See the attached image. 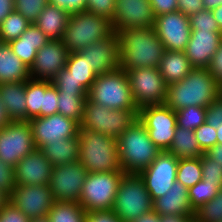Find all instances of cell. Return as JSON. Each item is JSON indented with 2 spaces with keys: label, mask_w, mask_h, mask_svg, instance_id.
<instances>
[{
  "label": "cell",
  "mask_w": 222,
  "mask_h": 222,
  "mask_svg": "<svg viewBox=\"0 0 222 222\" xmlns=\"http://www.w3.org/2000/svg\"><path fill=\"white\" fill-rule=\"evenodd\" d=\"M117 33L121 69L159 67L166 49L153 27L127 28Z\"/></svg>",
  "instance_id": "1"
},
{
  "label": "cell",
  "mask_w": 222,
  "mask_h": 222,
  "mask_svg": "<svg viewBox=\"0 0 222 222\" xmlns=\"http://www.w3.org/2000/svg\"><path fill=\"white\" fill-rule=\"evenodd\" d=\"M220 95V85L208 68H193L179 82L168 85L165 104L175 112L188 107H208Z\"/></svg>",
  "instance_id": "2"
},
{
  "label": "cell",
  "mask_w": 222,
  "mask_h": 222,
  "mask_svg": "<svg viewBox=\"0 0 222 222\" xmlns=\"http://www.w3.org/2000/svg\"><path fill=\"white\" fill-rule=\"evenodd\" d=\"M116 140L118 157L124 173L138 174L161 152L149 138L148 131L139 118Z\"/></svg>",
  "instance_id": "3"
},
{
  "label": "cell",
  "mask_w": 222,
  "mask_h": 222,
  "mask_svg": "<svg viewBox=\"0 0 222 222\" xmlns=\"http://www.w3.org/2000/svg\"><path fill=\"white\" fill-rule=\"evenodd\" d=\"M79 162L87 172L122 171L117 140L88 129L78 130Z\"/></svg>",
  "instance_id": "4"
},
{
  "label": "cell",
  "mask_w": 222,
  "mask_h": 222,
  "mask_svg": "<svg viewBox=\"0 0 222 222\" xmlns=\"http://www.w3.org/2000/svg\"><path fill=\"white\" fill-rule=\"evenodd\" d=\"M113 32L112 21L108 18L87 11L70 13L62 42L69 53L80 52Z\"/></svg>",
  "instance_id": "5"
},
{
  "label": "cell",
  "mask_w": 222,
  "mask_h": 222,
  "mask_svg": "<svg viewBox=\"0 0 222 222\" xmlns=\"http://www.w3.org/2000/svg\"><path fill=\"white\" fill-rule=\"evenodd\" d=\"M87 98L110 109L139 111L132 97L127 73L121 68L97 75Z\"/></svg>",
  "instance_id": "6"
},
{
  "label": "cell",
  "mask_w": 222,
  "mask_h": 222,
  "mask_svg": "<svg viewBox=\"0 0 222 222\" xmlns=\"http://www.w3.org/2000/svg\"><path fill=\"white\" fill-rule=\"evenodd\" d=\"M153 210V200L139 174L125 173L112 211L122 222H132Z\"/></svg>",
  "instance_id": "7"
},
{
  "label": "cell",
  "mask_w": 222,
  "mask_h": 222,
  "mask_svg": "<svg viewBox=\"0 0 222 222\" xmlns=\"http://www.w3.org/2000/svg\"><path fill=\"white\" fill-rule=\"evenodd\" d=\"M124 174V171L88 173L78 202L85 212L112 210Z\"/></svg>",
  "instance_id": "8"
},
{
  "label": "cell",
  "mask_w": 222,
  "mask_h": 222,
  "mask_svg": "<svg viewBox=\"0 0 222 222\" xmlns=\"http://www.w3.org/2000/svg\"><path fill=\"white\" fill-rule=\"evenodd\" d=\"M138 113L139 111L110 109L87 98L80 129L92 130L117 139L136 121Z\"/></svg>",
  "instance_id": "9"
},
{
  "label": "cell",
  "mask_w": 222,
  "mask_h": 222,
  "mask_svg": "<svg viewBox=\"0 0 222 222\" xmlns=\"http://www.w3.org/2000/svg\"><path fill=\"white\" fill-rule=\"evenodd\" d=\"M126 73L138 110L146 106L165 104L168 85L158 68L144 67L127 70Z\"/></svg>",
  "instance_id": "10"
},
{
  "label": "cell",
  "mask_w": 222,
  "mask_h": 222,
  "mask_svg": "<svg viewBox=\"0 0 222 222\" xmlns=\"http://www.w3.org/2000/svg\"><path fill=\"white\" fill-rule=\"evenodd\" d=\"M35 149L29 121H12L0 130V159L13 168Z\"/></svg>",
  "instance_id": "11"
},
{
  "label": "cell",
  "mask_w": 222,
  "mask_h": 222,
  "mask_svg": "<svg viewBox=\"0 0 222 222\" xmlns=\"http://www.w3.org/2000/svg\"><path fill=\"white\" fill-rule=\"evenodd\" d=\"M87 174L79 161L54 166L48 184L54 201L78 203Z\"/></svg>",
  "instance_id": "12"
},
{
  "label": "cell",
  "mask_w": 222,
  "mask_h": 222,
  "mask_svg": "<svg viewBox=\"0 0 222 222\" xmlns=\"http://www.w3.org/2000/svg\"><path fill=\"white\" fill-rule=\"evenodd\" d=\"M138 118L145 125L152 142L161 151H167L177 126L176 112L166 104L146 106L139 110Z\"/></svg>",
  "instance_id": "13"
},
{
  "label": "cell",
  "mask_w": 222,
  "mask_h": 222,
  "mask_svg": "<svg viewBox=\"0 0 222 222\" xmlns=\"http://www.w3.org/2000/svg\"><path fill=\"white\" fill-rule=\"evenodd\" d=\"M178 161L175 155L161 151L147 168L138 173L152 200L164 196L173 186Z\"/></svg>",
  "instance_id": "14"
},
{
  "label": "cell",
  "mask_w": 222,
  "mask_h": 222,
  "mask_svg": "<svg viewBox=\"0 0 222 222\" xmlns=\"http://www.w3.org/2000/svg\"><path fill=\"white\" fill-rule=\"evenodd\" d=\"M9 202L29 219H34L47 216L55 201L46 184L15 185L9 195Z\"/></svg>",
  "instance_id": "15"
},
{
  "label": "cell",
  "mask_w": 222,
  "mask_h": 222,
  "mask_svg": "<svg viewBox=\"0 0 222 222\" xmlns=\"http://www.w3.org/2000/svg\"><path fill=\"white\" fill-rule=\"evenodd\" d=\"M36 149H41L48 142L71 138L78 135L80 125L73 119L60 113L29 120Z\"/></svg>",
  "instance_id": "16"
},
{
  "label": "cell",
  "mask_w": 222,
  "mask_h": 222,
  "mask_svg": "<svg viewBox=\"0 0 222 222\" xmlns=\"http://www.w3.org/2000/svg\"><path fill=\"white\" fill-rule=\"evenodd\" d=\"M153 28L166 50L184 51L190 40L189 17L179 11L156 16Z\"/></svg>",
  "instance_id": "17"
},
{
  "label": "cell",
  "mask_w": 222,
  "mask_h": 222,
  "mask_svg": "<svg viewBox=\"0 0 222 222\" xmlns=\"http://www.w3.org/2000/svg\"><path fill=\"white\" fill-rule=\"evenodd\" d=\"M68 54L62 40H49L37 51L29 68L30 79L52 81L65 68Z\"/></svg>",
  "instance_id": "18"
},
{
  "label": "cell",
  "mask_w": 222,
  "mask_h": 222,
  "mask_svg": "<svg viewBox=\"0 0 222 222\" xmlns=\"http://www.w3.org/2000/svg\"><path fill=\"white\" fill-rule=\"evenodd\" d=\"M80 53L86 57L87 63L97 75L120 68L119 37L113 32L106 38L95 41L82 49Z\"/></svg>",
  "instance_id": "19"
},
{
  "label": "cell",
  "mask_w": 222,
  "mask_h": 222,
  "mask_svg": "<svg viewBox=\"0 0 222 222\" xmlns=\"http://www.w3.org/2000/svg\"><path fill=\"white\" fill-rule=\"evenodd\" d=\"M155 16L149 0H116L112 27L115 32L127 28L153 27Z\"/></svg>",
  "instance_id": "20"
},
{
  "label": "cell",
  "mask_w": 222,
  "mask_h": 222,
  "mask_svg": "<svg viewBox=\"0 0 222 222\" xmlns=\"http://www.w3.org/2000/svg\"><path fill=\"white\" fill-rule=\"evenodd\" d=\"M221 42V32L191 30L184 53L193 68H208Z\"/></svg>",
  "instance_id": "21"
},
{
  "label": "cell",
  "mask_w": 222,
  "mask_h": 222,
  "mask_svg": "<svg viewBox=\"0 0 222 222\" xmlns=\"http://www.w3.org/2000/svg\"><path fill=\"white\" fill-rule=\"evenodd\" d=\"M52 164L40 149L22 158L14 167L16 185H46L52 173Z\"/></svg>",
  "instance_id": "22"
},
{
  "label": "cell",
  "mask_w": 222,
  "mask_h": 222,
  "mask_svg": "<svg viewBox=\"0 0 222 222\" xmlns=\"http://www.w3.org/2000/svg\"><path fill=\"white\" fill-rule=\"evenodd\" d=\"M153 211L159 216L195 214L190 206L188 188L178 181L164 196L153 200Z\"/></svg>",
  "instance_id": "23"
},
{
  "label": "cell",
  "mask_w": 222,
  "mask_h": 222,
  "mask_svg": "<svg viewBox=\"0 0 222 222\" xmlns=\"http://www.w3.org/2000/svg\"><path fill=\"white\" fill-rule=\"evenodd\" d=\"M49 39L34 24L31 23L26 31L18 38L8 44L20 60L28 67L33 64L37 51L41 49Z\"/></svg>",
  "instance_id": "24"
},
{
  "label": "cell",
  "mask_w": 222,
  "mask_h": 222,
  "mask_svg": "<svg viewBox=\"0 0 222 222\" xmlns=\"http://www.w3.org/2000/svg\"><path fill=\"white\" fill-rule=\"evenodd\" d=\"M70 13L48 3L34 23L49 40H62Z\"/></svg>",
  "instance_id": "25"
},
{
  "label": "cell",
  "mask_w": 222,
  "mask_h": 222,
  "mask_svg": "<svg viewBox=\"0 0 222 222\" xmlns=\"http://www.w3.org/2000/svg\"><path fill=\"white\" fill-rule=\"evenodd\" d=\"M30 79L29 68L14 54L8 43L0 44V84Z\"/></svg>",
  "instance_id": "26"
},
{
  "label": "cell",
  "mask_w": 222,
  "mask_h": 222,
  "mask_svg": "<svg viewBox=\"0 0 222 222\" xmlns=\"http://www.w3.org/2000/svg\"><path fill=\"white\" fill-rule=\"evenodd\" d=\"M167 85L184 79L193 69L184 51L166 50L158 67Z\"/></svg>",
  "instance_id": "27"
},
{
  "label": "cell",
  "mask_w": 222,
  "mask_h": 222,
  "mask_svg": "<svg viewBox=\"0 0 222 222\" xmlns=\"http://www.w3.org/2000/svg\"><path fill=\"white\" fill-rule=\"evenodd\" d=\"M0 98L13 121L26 120L25 81L0 84Z\"/></svg>",
  "instance_id": "28"
},
{
  "label": "cell",
  "mask_w": 222,
  "mask_h": 222,
  "mask_svg": "<svg viewBox=\"0 0 222 222\" xmlns=\"http://www.w3.org/2000/svg\"><path fill=\"white\" fill-rule=\"evenodd\" d=\"M52 166L73 163L79 160V137L59 139L48 142L41 149Z\"/></svg>",
  "instance_id": "29"
},
{
  "label": "cell",
  "mask_w": 222,
  "mask_h": 222,
  "mask_svg": "<svg viewBox=\"0 0 222 222\" xmlns=\"http://www.w3.org/2000/svg\"><path fill=\"white\" fill-rule=\"evenodd\" d=\"M167 152L178 159H194L204 153L199 146L194 130L176 126L173 141Z\"/></svg>",
  "instance_id": "30"
},
{
  "label": "cell",
  "mask_w": 222,
  "mask_h": 222,
  "mask_svg": "<svg viewBox=\"0 0 222 222\" xmlns=\"http://www.w3.org/2000/svg\"><path fill=\"white\" fill-rule=\"evenodd\" d=\"M52 81L32 80L25 81L26 120L40 117V108H43L44 92Z\"/></svg>",
  "instance_id": "31"
},
{
  "label": "cell",
  "mask_w": 222,
  "mask_h": 222,
  "mask_svg": "<svg viewBox=\"0 0 222 222\" xmlns=\"http://www.w3.org/2000/svg\"><path fill=\"white\" fill-rule=\"evenodd\" d=\"M65 67L87 91L90 90L97 74L87 63L86 57H84L80 52H70L68 54Z\"/></svg>",
  "instance_id": "32"
},
{
  "label": "cell",
  "mask_w": 222,
  "mask_h": 222,
  "mask_svg": "<svg viewBox=\"0 0 222 222\" xmlns=\"http://www.w3.org/2000/svg\"><path fill=\"white\" fill-rule=\"evenodd\" d=\"M87 97L88 94L58 92V113L75 120L80 125Z\"/></svg>",
  "instance_id": "33"
},
{
  "label": "cell",
  "mask_w": 222,
  "mask_h": 222,
  "mask_svg": "<svg viewBox=\"0 0 222 222\" xmlns=\"http://www.w3.org/2000/svg\"><path fill=\"white\" fill-rule=\"evenodd\" d=\"M86 214L79 203L55 201L47 218L49 222H86Z\"/></svg>",
  "instance_id": "34"
},
{
  "label": "cell",
  "mask_w": 222,
  "mask_h": 222,
  "mask_svg": "<svg viewBox=\"0 0 222 222\" xmlns=\"http://www.w3.org/2000/svg\"><path fill=\"white\" fill-rule=\"evenodd\" d=\"M31 23L18 11L13 10L0 24V39L2 43H9L18 39Z\"/></svg>",
  "instance_id": "35"
},
{
  "label": "cell",
  "mask_w": 222,
  "mask_h": 222,
  "mask_svg": "<svg viewBox=\"0 0 222 222\" xmlns=\"http://www.w3.org/2000/svg\"><path fill=\"white\" fill-rule=\"evenodd\" d=\"M201 180V157L194 159H179L176 181L182 183L186 188L189 189Z\"/></svg>",
  "instance_id": "36"
},
{
  "label": "cell",
  "mask_w": 222,
  "mask_h": 222,
  "mask_svg": "<svg viewBox=\"0 0 222 222\" xmlns=\"http://www.w3.org/2000/svg\"><path fill=\"white\" fill-rule=\"evenodd\" d=\"M221 188L222 184H210L203 179L190 187L188 193L192 210L195 212L202 205L212 200Z\"/></svg>",
  "instance_id": "37"
},
{
  "label": "cell",
  "mask_w": 222,
  "mask_h": 222,
  "mask_svg": "<svg viewBox=\"0 0 222 222\" xmlns=\"http://www.w3.org/2000/svg\"><path fill=\"white\" fill-rule=\"evenodd\" d=\"M206 107L188 106L176 111L177 126L195 130L205 123Z\"/></svg>",
  "instance_id": "38"
},
{
  "label": "cell",
  "mask_w": 222,
  "mask_h": 222,
  "mask_svg": "<svg viewBox=\"0 0 222 222\" xmlns=\"http://www.w3.org/2000/svg\"><path fill=\"white\" fill-rule=\"evenodd\" d=\"M194 217L199 222H222V188L212 200L195 211Z\"/></svg>",
  "instance_id": "39"
},
{
  "label": "cell",
  "mask_w": 222,
  "mask_h": 222,
  "mask_svg": "<svg viewBox=\"0 0 222 222\" xmlns=\"http://www.w3.org/2000/svg\"><path fill=\"white\" fill-rule=\"evenodd\" d=\"M58 92L69 94H88V91L78 82L65 67L52 80Z\"/></svg>",
  "instance_id": "40"
},
{
  "label": "cell",
  "mask_w": 222,
  "mask_h": 222,
  "mask_svg": "<svg viewBox=\"0 0 222 222\" xmlns=\"http://www.w3.org/2000/svg\"><path fill=\"white\" fill-rule=\"evenodd\" d=\"M15 10L22 14L30 23H35L49 0H14Z\"/></svg>",
  "instance_id": "41"
},
{
  "label": "cell",
  "mask_w": 222,
  "mask_h": 222,
  "mask_svg": "<svg viewBox=\"0 0 222 222\" xmlns=\"http://www.w3.org/2000/svg\"><path fill=\"white\" fill-rule=\"evenodd\" d=\"M191 30L221 32L212 10H202L189 17Z\"/></svg>",
  "instance_id": "42"
},
{
  "label": "cell",
  "mask_w": 222,
  "mask_h": 222,
  "mask_svg": "<svg viewBox=\"0 0 222 222\" xmlns=\"http://www.w3.org/2000/svg\"><path fill=\"white\" fill-rule=\"evenodd\" d=\"M202 179L210 184H222V166L211 160L205 153L201 155Z\"/></svg>",
  "instance_id": "43"
},
{
  "label": "cell",
  "mask_w": 222,
  "mask_h": 222,
  "mask_svg": "<svg viewBox=\"0 0 222 222\" xmlns=\"http://www.w3.org/2000/svg\"><path fill=\"white\" fill-rule=\"evenodd\" d=\"M116 0H86L85 11L109 20L115 17Z\"/></svg>",
  "instance_id": "44"
},
{
  "label": "cell",
  "mask_w": 222,
  "mask_h": 222,
  "mask_svg": "<svg viewBox=\"0 0 222 222\" xmlns=\"http://www.w3.org/2000/svg\"><path fill=\"white\" fill-rule=\"evenodd\" d=\"M200 149L205 153L209 148L217 144L216 129L206 122L194 130Z\"/></svg>",
  "instance_id": "45"
},
{
  "label": "cell",
  "mask_w": 222,
  "mask_h": 222,
  "mask_svg": "<svg viewBox=\"0 0 222 222\" xmlns=\"http://www.w3.org/2000/svg\"><path fill=\"white\" fill-rule=\"evenodd\" d=\"M58 91L51 84L44 92L43 108H40V117L58 113Z\"/></svg>",
  "instance_id": "46"
},
{
  "label": "cell",
  "mask_w": 222,
  "mask_h": 222,
  "mask_svg": "<svg viewBox=\"0 0 222 222\" xmlns=\"http://www.w3.org/2000/svg\"><path fill=\"white\" fill-rule=\"evenodd\" d=\"M205 122L213 128L222 125V96L219 95L213 102L206 108Z\"/></svg>",
  "instance_id": "47"
},
{
  "label": "cell",
  "mask_w": 222,
  "mask_h": 222,
  "mask_svg": "<svg viewBox=\"0 0 222 222\" xmlns=\"http://www.w3.org/2000/svg\"><path fill=\"white\" fill-rule=\"evenodd\" d=\"M15 185L14 168L0 159V189L10 195Z\"/></svg>",
  "instance_id": "48"
},
{
  "label": "cell",
  "mask_w": 222,
  "mask_h": 222,
  "mask_svg": "<svg viewBox=\"0 0 222 222\" xmlns=\"http://www.w3.org/2000/svg\"><path fill=\"white\" fill-rule=\"evenodd\" d=\"M0 222H30V219L8 202L0 211Z\"/></svg>",
  "instance_id": "49"
},
{
  "label": "cell",
  "mask_w": 222,
  "mask_h": 222,
  "mask_svg": "<svg viewBox=\"0 0 222 222\" xmlns=\"http://www.w3.org/2000/svg\"><path fill=\"white\" fill-rule=\"evenodd\" d=\"M204 10L202 0H177V11L187 17Z\"/></svg>",
  "instance_id": "50"
},
{
  "label": "cell",
  "mask_w": 222,
  "mask_h": 222,
  "mask_svg": "<svg viewBox=\"0 0 222 222\" xmlns=\"http://www.w3.org/2000/svg\"><path fill=\"white\" fill-rule=\"evenodd\" d=\"M154 16L177 11V0H149Z\"/></svg>",
  "instance_id": "51"
},
{
  "label": "cell",
  "mask_w": 222,
  "mask_h": 222,
  "mask_svg": "<svg viewBox=\"0 0 222 222\" xmlns=\"http://www.w3.org/2000/svg\"><path fill=\"white\" fill-rule=\"evenodd\" d=\"M49 3L66 9L69 13L85 11L86 0H49Z\"/></svg>",
  "instance_id": "52"
},
{
  "label": "cell",
  "mask_w": 222,
  "mask_h": 222,
  "mask_svg": "<svg viewBox=\"0 0 222 222\" xmlns=\"http://www.w3.org/2000/svg\"><path fill=\"white\" fill-rule=\"evenodd\" d=\"M86 222H122L112 210L92 211L86 214Z\"/></svg>",
  "instance_id": "53"
},
{
  "label": "cell",
  "mask_w": 222,
  "mask_h": 222,
  "mask_svg": "<svg viewBox=\"0 0 222 222\" xmlns=\"http://www.w3.org/2000/svg\"><path fill=\"white\" fill-rule=\"evenodd\" d=\"M211 74L216 78L219 85L222 84V42L217 50V52L213 55L211 63L208 67Z\"/></svg>",
  "instance_id": "54"
},
{
  "label": "cell",
  "mask_w": 222,
  "mask_h": 222,
  "mask_svg": "<svg viewBox=\"0 0 222 222\" xmlns=\"http://www.w3.org/2000/svg\"><path fill=\"white\" fill-rule=\"evenodd\" d=\"M13 10H15L14 0H0V24Z\"/></svg>",
  "instance_id": "55"
},
{
  "label": "cell",
  "mask_w": 222,
  "mask_h": 222,
  "mask_svg": "<svg viewBox=\"0 0 222 222\" xmlns=\"http://www.w3.org/2000/svg\"><path fill=\"white\" fill-rule=\"evenodd\" d=\"M205 154L222 166V144H216L209 148Z\"/></svg>",
  "instance_id": "56"
},
{
  "label": "cell",
  "mask_w": 222,
  "mask_h": 222,
  "mask_svg": "<svg viewBox=\"0 0 222 222\" xmlns=\"http://www.w3.org/2000/svg\"><path fill=\"white\" fill-rule=\"evenodd\" d=\"M194 215H163L160 222H190Z\"/></svg>",
  "instance_id": "57"
},
{
  "label": "cell",
  "mask_w": 222,
  "mask_h": 222,
  "mask_svg": "<svg viewBox=\"0 0 222 222\" xmlns=\"http://www.w3.org/2000/svg\"><path fill=\"white\" fill-rule=\"evenodd\" d=\"M13 120L9 116L5 104L0 98V130L8 126Z\"/></svg>",
  "instance_id": "58"
},
{
  "label": "cell",
  "mask_w": 222,
  "mask_h": 222,
  "mask_svg": "<svg viewBox=\"0 0 222 222\" xmlns=\"http://www.w3.org/2000/svg\"><path fill=\"white\" fill-rule=\"evenodd\" d=\"M132 222H160L159 215L155 211L144 214Z\"/></svg>",
  "instance_id": "59"
},
{
  "label": "cell",
  "mask_w": 222,
  "mask_h": 222,
  "mask_svg": "<svg viewBox=\"0 0 222 222\" xmlns=\"http://www.w3.org/2000/svg\"><path fill=\"white\" fill-rule=\"evenodd\" d=\"M204 10H214L219 6H222V0H202Z\"/></svg>",
  "instance_id": "60"
},
{
  "label": "cell",
  "mask_w": 222,
  "mask_h": 222,
  "mask_svg": "<svg viewBox=\"0 0 222 222\" xmlns=\"http://www.w3.org/2000/svg\"><path fill=\"white\" fill-rule=\"evenodd\" d=\"M212 13L222 33V6H219L216 9L212 10Z\"/></svg>",
  "instance_id": "61"
},
{
  "label": "cell",
  "mask_w": 222,
  "mask_h": 222,
  "mask_svg": "<svg viewBox=\"0 0 222 222\" xmlns=\"http://www.w3.org/2000/svg\"><path fill=\"white\" fill-rule=\"evenodd\" d=\"M9 202V195L0 189V211Z\"/></svg>",
  "instance_id": "62"
},
{
  "label": "cell",
  "mask_w": 222,
  "mask_h": 222,
  "mask_svg": "<svg viewBox=\"0 0 222 222\" xmlns=\"http://www.w3.org/2000/svg\"><path fill=\"white\" fill-rule=\"evenodd\" d=\"M216 133H217V144H222V125L217 127L216 129Z\"/></svg>",
  "instance_id": "63"
},
{
  "label": "cell",
  "mask_w": 222,
  "mask_h": 222,
  "mask_svg": "<svg viewBox=\"0 0 222 222\" xmlns=\"http://www.w3.org/2000/svg\"><path fill=\"white\" fill-rule=\"evenodd\" d=\"M30 222H49V219L47 218V216H45V217L30 219Z\"/></svg>",
  "instance_id": "64"
},
{
  "label": "cell",
  "mask_w": 222,
  "mask_h": 222,
  "mask_svg": "<svg viewBox=\"0 0 222 222\" xmlns=\"http://www.w3.org/2000/svg\"><path fill=\"white\" fill-rule=\"evenodd\" d=\"M190 222H199V221L195 217H193Z\"/></svg>",
  "instance_id": "65"
},
{
  "label": "cell",
  "mask_w": 222,
  "mask_h": 222,
  "mask_svg": "<svg viewBox=\"0 0 222 222\" xmlns=\"http://www.w3.org/2000/svg\"><path fill=\"white\" fill-rule=\"evenodd\" d=\"M220 95L222 96V84L220 85Z\"/></svg>",
  "instance_id": "66"
}]
</instances>
